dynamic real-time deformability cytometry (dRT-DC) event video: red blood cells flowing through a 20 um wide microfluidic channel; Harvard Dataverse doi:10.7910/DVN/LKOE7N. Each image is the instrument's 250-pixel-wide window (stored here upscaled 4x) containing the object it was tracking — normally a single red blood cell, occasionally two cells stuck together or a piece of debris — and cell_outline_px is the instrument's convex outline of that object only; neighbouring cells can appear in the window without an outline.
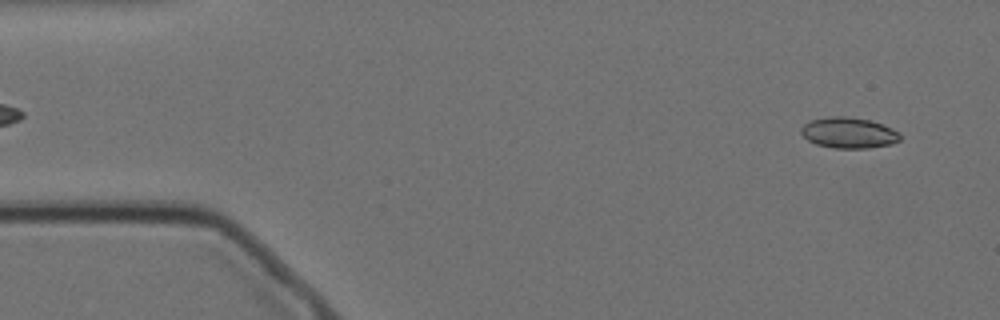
{"species": "Egyptian fruit bat (a non-hibernating species)", "species_latin": "Rousettus aegyptiacus", "temperature_condition": "cold", "stored_images_in_passage": 57, "segment_of_instrument_passage": [1, 2], "camera_frame_rate_fps": 3000, "um_per_image_px": 0.085, "animal": {"sex": "female"}, "frame": {"image": 1, "passage_image": 3, "time_ms": 0.667, "image_size_px": [1000, 320], "cell_outline_px": [[900, 140], [892, 144], [868, 148], [832, 148], [816, 144], [808, 140], [800, 132], [800, 128], [808, 120], [832, 116], [844, 116], [868, 120], [892, 128], [900, 132]], "centroid_in_image_um": [72.12, 11.29], "position_along_channel_um": 12.9, "area_um2": 17.8}}
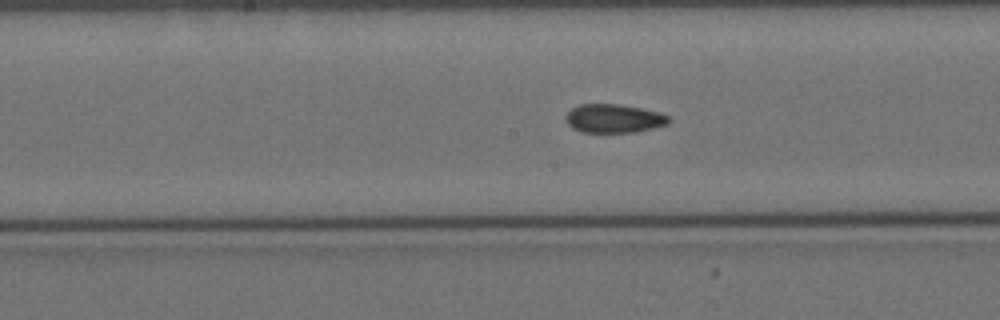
{"frame": {"image": 2, "passage_image": 27, "time_ms": 8.667, "image_size_px": [1000, 320], "cell_outline_px": [[672, 120], [668, 124], [636, 132], [580, 132], [572, 128], [568, 124], [564, 116], [572, 108], [580, 104], [616, 104], [640, 108], [660, 112], [668, 116]], "centroid_in_image_um": [52.17, 10.07], "position_along_channel_um": 196.0, "area_um2": 17.22}}
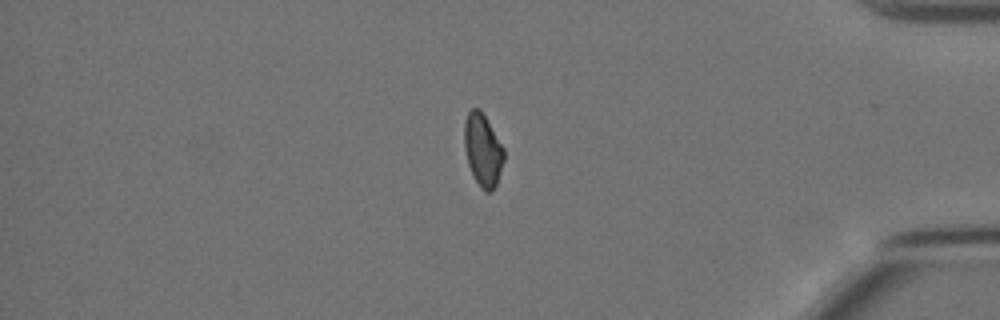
{"frame": {"image": 3, "passage_image": 47, "time_ms": 15.333, "image_size_px": [1000, 320], "cell_outline_px": [[504, 160], [496, 184], [492, 192], [484, 192], [480, 188], [468, 164], [464, 148], [464, 120], [468, 112], [472, 108], [480, 108], [504, 148]], "centroid_in_image_um": [41.03, 12.74], "position_along_channel_um": 394.2, "area_um2": 16.76}}